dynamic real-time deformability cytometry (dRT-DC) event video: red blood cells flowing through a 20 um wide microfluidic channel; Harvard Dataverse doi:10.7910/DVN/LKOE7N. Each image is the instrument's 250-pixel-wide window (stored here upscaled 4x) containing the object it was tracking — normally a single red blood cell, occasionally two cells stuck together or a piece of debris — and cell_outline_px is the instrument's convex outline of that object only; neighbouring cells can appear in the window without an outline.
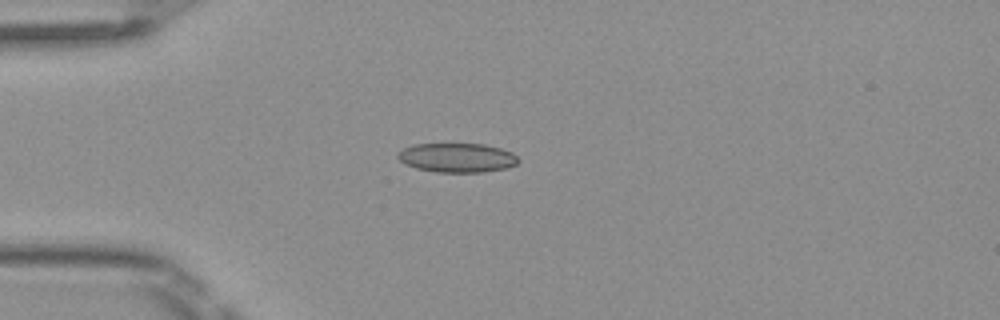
{"species": "Egyptian fruit bat (a non-hibernating species)", "species_latin": "Rousettus aegyptiacus", "temperature_condition": "room temperature", "stored_images_in_passage": 5, "camera_frame_rate_fps": 3000, "um_per_image_px": 0.085, "frame": {"image": 1, "passage_image": 4, "time_ms": 1.0, "image_size_px": [1000, 320], "cell_outline_px": [[520, 160], [516, 164], [508, 168], [484, 172], [436, 172], [416, 168], [404, 164], [396, 156], [396, 152], [404, 148], [416, 144], [484, 144], [500, 148], [512, 152]], "centroid_in_image_um": [38.85, 13.41], "position_along_channel_um": 46.2, "area_um2": 20.63}}